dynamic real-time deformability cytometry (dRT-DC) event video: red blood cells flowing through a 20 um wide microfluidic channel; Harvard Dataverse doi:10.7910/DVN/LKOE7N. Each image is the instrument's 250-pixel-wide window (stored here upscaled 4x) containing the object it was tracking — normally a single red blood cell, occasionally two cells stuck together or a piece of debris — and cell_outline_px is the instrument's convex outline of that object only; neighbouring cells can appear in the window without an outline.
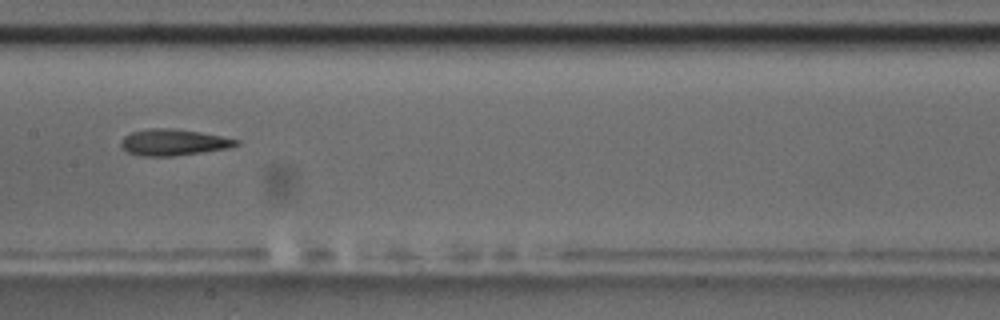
{"species": "common noctule bat (a hibernating species)", "species_latin": "Nyctalus noctula", "temperature_condition": "room temperature", "stored_images_in_passage": 9, "camera_frame_rate_fps": 3000, "um_per_image_px": 0.085, "animal": {"sex": "male", "body_mass_g": 17.5, "forearm_length_mm": 52.3}, "frame": {"image": 1, "passage_image": 6, "time_ms": 6.0, "image_size_px": [1000, 320], "cell_outline_px": [[240, 144], [228, 148], [172, 156], [144, 156], [128, 152], [120, 144], [120, 140], [124, 136], [132, 132], [152, 128], [176, 128], [200, 132], [240, 140]], "centroid_in_image_um": [14.74, 12.09], "position_along_channel_um": 192.7, "area_um2": 17.51}}